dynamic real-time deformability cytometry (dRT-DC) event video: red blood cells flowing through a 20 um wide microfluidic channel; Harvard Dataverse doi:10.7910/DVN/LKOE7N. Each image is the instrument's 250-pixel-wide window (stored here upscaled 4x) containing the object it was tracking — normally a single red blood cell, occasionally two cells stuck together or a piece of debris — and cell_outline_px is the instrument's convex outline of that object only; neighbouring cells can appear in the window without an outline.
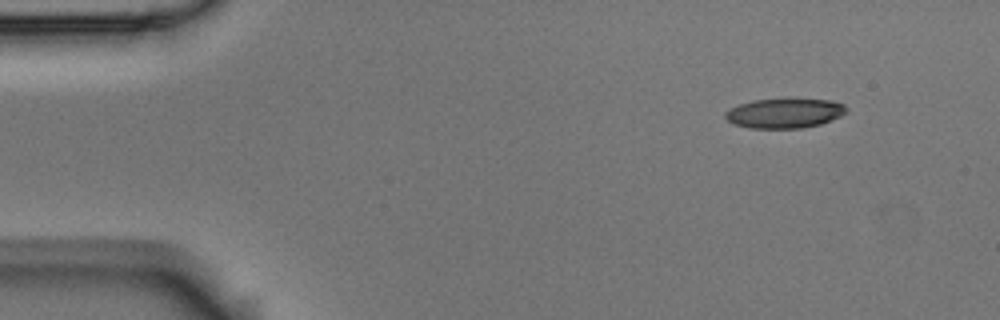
{"species": "Egyptian fruit bat (a non-hibernating species)", "species_latin": "Rousettus aegyptiacus", "temperature_condition": "room temperature", "stored_images_in_passage": 4, "camera_frame_rate_fps": 3000, "um_per_image_px": 0.085, "animal": {"sex": "male"}, "frame": {"image": 1, "passage_image": 1, "time_ms": 0.0, "image_size_px": [1000, 320], "cell_outline_px": [[848, 112], [840, 116], [820, 124], [804, 128], [748, 128], [732, 124], [724, 116], [724, 112], [728, 108], [752, 100], [832, 100], [844, 104], [848, 108]], "centroid_in_image_um": [66.66, 9.64], "position_along_channel_um": 18.3, "area_um2": 20.87}}
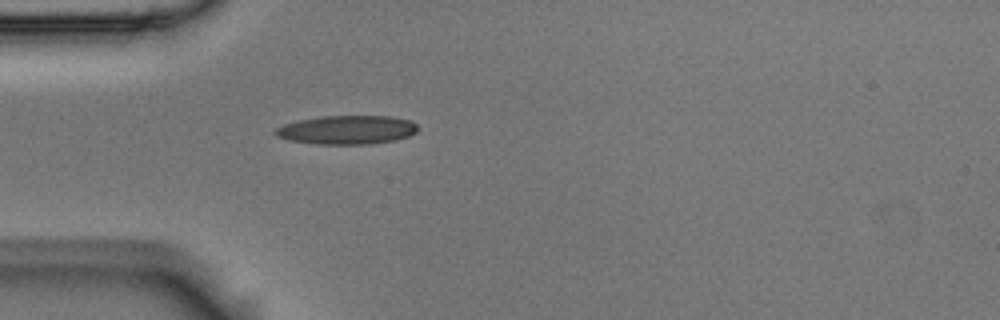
{"frame": {"image": 2, "passage_image": 4, "time_ms": 1.0, "image_size_px": [1000, 320], "cell_outline_px": [[416, 132], [408, 136], [392, 140], [368, 144], [316, 144], [292, 140], [276, 136], [272, 132], [276, 128], [284, 124], [296, 120], [324, 116], [392, 116], [412, 120], [416, 124]], "centroid_in_image_um": [29.47, 11.02], "position_along_channel_um": 55.5, "area_um2": 23.81}}